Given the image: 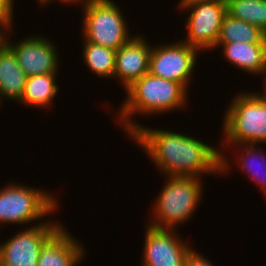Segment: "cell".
<instances>
[{
  "label": "cell",
  "instance_id": "cell-11",
  "mask_svg": "<svg viewBox=\"0 0 266 266\" xmlns=\"http://www.w3.org/2000/svg\"><path fill=\"white\" fill-rule=\"evenodd\" d=\"M10 41L8 40V47L14 52L20 68L27 77L58 73L60 60L54 41L35 35L25 37L13 44Z\"/></svg>",
  "mask_w": 266,
  "mask_h": 266
},
{
  "label": "cell",
  "instance_id": "cell-19",
  "mask_svg": "<svg viewBox=\"0 0 266 266\" xmlns=\"http://www.w3.org/2000/svg\"><path fill=\"white\" fill-rule=\"evenodd\" d=\"M226 12L266 33V0H226Z\"/></svg>",
  "mask_w": 266,
  "mask_h": 266
},
{
  "label": "cell",
  "instance_id": "cell-8",
  "mask_svg": "<svg viewBox=\"0 0 266 266\" xmlns=\"http://www.w3.org/2000/svg\"><path fill=\"white\" fill-rule=\"evenodd\" d=\"M61 226L37 223L0 243V266H37L41 247Z\"/></svg>",
  "mask_w": 266,
  "mask_h": 266
},
{
  "label": "cell",
  "instance_id": "cell-5",
  "mask_svg": "<svg viewBox=\"0 0 266 266\" xmlns=\"http://www.w3.org/2000/svg\"><path fill=\"white\" fill-rule=\"evenodd\" d=\"M43 190L14 182L0 189V224H30L57 211L58 200Z\"/></svg>",
  "mask_w": 266,
  "mask_h": 266
},
{
  "label": "cell",
  "instance_id": "cell-23",
  "mask_svg": "<svg viewBox=\"0 0 266 266\" xmlns=\"http://www.w3.org/2000/svg\"><path fill=\"white\" fill-rule=\"evenodd\" d=\"M14 0H0V19L13 21Z\"/></svg>",
  "mask_w": 266,
  "mask_h": 266
},
{
  "label": "cell",
  "instance_id": "cell-7",
  "mask_svg": "<svg viewBox=\"0 0 266 266\" xmlns=\"http://www.w3.org/2000/svg\"><path fill=\"white\" fill-rule=\"evenodd\" d=\"M198 49L178 40L151 48L149 73L177 83L187 90L197 61Z\"/></svg>",
  "mask_w": 266,
  "mask_h": 266
},
{
  "label": "cell",
  "instance_id": "cell-22",
  "mask_svg": "<svg viewBox=\"0 0 266 266\" xmlns=\"http://www.w3.org/2000/svg\"><path fill=\"white\" fill-rule=\"evenodd\" d=\"M13 21L7 19H0V52H2L8 46V35L6 32H10L13 28ZM5 32H4V31ZM10 30V31H9ZM7 36V37H6Z\"/></svg>",
  "mask_w": 266,
  "mask_h": 266
},
{
  "label": "cell",
  "instance_id": "cell-21",
  "mask_svg": "<svg viewBox=\"0 0 266 266\" xmlns=\"http://www.w3.org/2000/svg\"><path fill=\"white\" fill-rule=\"evenodd\" d=\"M183 266H213L205 256L194 249L186 256Z\"/></svg>",
  "mask_w": 266,
  "mask_h": 266
},
{
  "label": "cell",
  "instance_id": "cell-17",
  "mask_svg": "<svg viewBox=\"0 0 266 266\" xmlns=\"http://www.w3.org/2000/svg\"><path fill=\"white\" fill-rule=\"evenodd\" d=\"M243 42L250 44H266V33L248 22L235 19L225 14L220 34L216 43Z\"/></svg>",
  "mask_w": 266,
  "mask_h": 266
},
{
  "label": "cell",
  "instance_id": "cell-3",
  "mask_svg": "<svg viewBox=\"0 0 266 266\" xmlns=\"http://www.w3.org/2000/svg\"><path fill=\"white\" fill-rule=\"evenodd\" d=\"M167 179L151 208L155 218L147 222L155 228L175 230L196 211L204 188L198 177L167 176Z\"/></svg>",
  "mask_w": 266,
  "mask_h": 266
},
{
  "label": "cell",
  "instance_id": "cell-14",
  "mask_svg": "<svg viewBox=\"0 0 266 266\" xmlns=\"http://www.w3.org/2000/svg\"><path fill=\"white\" fill-rule=\"evenodd\" d=\"M221 46L224 57L232 65L247 73L266 74V44L216 43L214 49Z\"/></svg>",
  "mask_w": 266,
  "mask_h": 266
},
{
  "label": "cell",
  "instance_id": "cell-4",
  "mask_svg": "<svg viewBox=\"0 0 266 266\" xmlns=\"http://www.w3.org/2000/svg\"><path fill=\"white\" fill-rule=\"evenodd\" d=\"M224 114V144L266 143V100L258 92H242L235 96ZM226 142V143H225ZM229 143V144H228Z\"/></svg>",
  "mask_w": 266,
  "mask_h": 266
},
{
  "label": "cell",
  "instance_id": "cell-15",
  "mask_svg": "<svg viewBox=\"0 0 266 266\" xmlns=\"http://www.w3.org/2000/svg\"><path fill=\"white\" fill-rule=\"evenodd\" d=\"M27 75L20 68L14 52L7 46L0 52V96L20 101Z\"/></svg>",
  "mask_w": 266,
  "mask_h": 266
},
{
  "label": "cell",
  "instance_id": "cell-10",
  "mask_svg": "<svg viewBox=\"0 0 266 266\" xmlns=\"http://www.w3.org/2000/svg\"><path fill=\"white\" fill-rule=\"evenodd\" d=\"M141 266H183L193 249L182 241L174 229H159L147 225Z\"/></svg>",
  "mask_w": 266,
  "mask_h": 266
},
{
  "label": "cell",
  "instance_id": "cell-18",
  "mask_svg": "<svg viewBox=\"0 0 266 266\" xmlns=\"http://www.w3.org/2000/svg\"><path fill=\"white\" fill-rule=\"evenodd\" d=\"M83 40L82 58L85 65L98 77L113 78L116 50Z\"/></svg>",
  "mask_w": 266,
  "mask_h": 266
},
{
  "label": "cell",
  "instance_id": "cell-12",
  "mask_svg": "<svg viewBox=\"0 0 266 266\" xmlns=\"http://www.w3.org/2000/svg\"><path fill=\"white\" fill-rule=\"evenodd\" d=\"M149 44L142 36L134 35L116 50L113 78H119L125 90L149 72L152 48Z\"/></svg>",
  "mask_w": 266,
  "mask_h": 266
},
{
  "label": "cell",
  "instance_id": "cell-9",
  "mask_svg": "<svg viewBox=\"0 0 266 266\" xmlns=\"http://www.w3.org/2000/svg\"><path fill=\"white\" fill-rule=\"evenodd\" d=\"M190 10L185 20L187 38L183 42L200 51L212 50L218 40L221 23L226 12V1L202 2L186 5Z\"/></svg>",
  "mask_w": 266,
  "mask_h": 266
},
{
  "label": "cell",
  "instance_id": "cell-27",
  "mask_svg": "<svg viewBox=\"0 0 266 266\" xmlns=\"http://www.w3.org/2000/svg\"><path fill=\"white\" fill-rule=\"evenodd\" d=\"M38 2H40L39 4L43 3L45 0H37Z\"/></svg>",
  "mask_w": 266,
  "mask_h": 266
},
{
  "label": "cell",
  "instance_id": "cell-26",
  "mask_svg": "<svg viewBox=\"0 0 266 266\" xmlns=\"http://www.w3.org/2000/svg\"><path fill=\"white\" fill-rule=\"evenodd\" d=\"M263 97H264V99L266 100V89L264 90V92L263 93H260Z\"/></svg>",
  "mask_w": 266,
  "mask_h": 266
},
{
  "label": "cell",
  "instance_id": "cell-6",
  "mask_svg": "<svg viewBox=\"0 0 266 266\" xmlns=\"http://www.w3.org/2000/svg\"><path fill=\"white\" fill-rule=\"evenodd\" d=\"M82 9V36L87 42L118 50L133 37L113 0H92Z\"/></svg>",
  "mask_w": 266,
  "mask_h": 266
},
{
  "label": "cell",
  "instance_id": "cell-13",
  "mask_svg": "<svg viewBox=\"0 0 266 266\" xmlns=\"http://www.w3.org/2000/svg\"><path fill=\"white\" fill-rule=\"evenodd\" d=\"M61 226L41 247L37 266H77L85 249Z\"/></svg>",
  "mask_w": 266,
  "mask_h": 266
},
{
  "label": "cell",
  "instance_id": "cell-16",
  "mask_svg": "<svg viewBox=\"0 0 266 266\" xmlns=\"http://www.w3.org/2000/svg\"><path fill=\"white\" fill-rule=\"evenodd\" d=\"M57 73L27 77L23 95L19 102L31 107L47 108L58 94Z\"/></svg>",
  "mask_w": 266,
  "mask_h": 266
},
{
  "label": "cell",
  "instance_id": "cell-25",
  "mask_svg": "<svg viewBox=\"0 0 266 266\" xmlns=\"http://www.w3.org/2000/svg\"><path fill=\"white\" fill-rule=\"evenodd\" d=\"M52 1V3H53V1H55V0H45L42 4H46V3H50ZM58 1V0H57ZM92 0H59V2H63V3H66V4H70V3H76V4H78V2H80L81 3V5L83 6V8L86 6V5H88L90 2H91ZM84 2V3H83Z\"/></svg>",
  "mask_w": 266,
  "mask_h": 266
},
{
  "label": "cell",
  "instance_id": "cell-1",
  "mask_svg": "<svg viewBox=\"0 0 266 266\" xmlns=\"http://www.w3.org/2000/svg\"><path fill=\"white\" fill-rule=\"evenodd\" d=\"M128 137L146 151L165 176L200 178L206 173L222 176L230 170V161L222 150L188 134L140 124Z\"/></svg>",
  "mask_w": 266,
  "mask_h": 266
},
{
  "label": "cell",
  "instance_id": "cell-2",
  "mask_svg": "<svg viewBox=\"0 0 266 266\" xmlns=\"http://www.w3.org/2000/svg\"><path fill=\"white\" fill-rule=\"evenodd\" d=\"M125 91L128 96L118 112V120L128 133L127 136L139 127V123L132 120L134 114H143L144 117L149 114L158 116L161 112L184 108L188 100V90L181 83L154 76L149 72Z\"/></svg>",
  "mask_w": 266,
  "mask_h": 266
},
{
  "label": "cell",
  "instance_id": "cell-24",
  "mask_svg": "<svg viewBox=\"0 0 266 266\" xmlns=\"http://www.w3.org/2000/svg\"><path fill=\"white\" fill-rule=\"evenodd\" d=\"M215 1H226V0H180L178 3V8H183L186 5L195 4V3H202V2H215Z\"/></svg>",
  "mask_w": 266,
  "mask_h": 266
},
{
  "label": "cell",
  "instance_id": "cell-20",
  "mask_svg": "<svg viewBox=\"0 0 266 266\" xmlns=\"http://www.w3.org/2000/svg\"><path fill=\"white\" fill-rule=\"evenodd\" d=\"M234 146H239L240 150H242L240 152L241 155H238L240 157V159H238L240 164L239 167L242 168V171L246 170L248 174H250L251 180L259 184L263 189L262 192H265L264 194H266V155H263V151L255 147L256 144H236ZM242 146L243 149L241 148ZM258 169L260 173L258 172Z\"/></svg>",
  "mask_w": 266,
  "mask_h": 266
}]
</instances>
